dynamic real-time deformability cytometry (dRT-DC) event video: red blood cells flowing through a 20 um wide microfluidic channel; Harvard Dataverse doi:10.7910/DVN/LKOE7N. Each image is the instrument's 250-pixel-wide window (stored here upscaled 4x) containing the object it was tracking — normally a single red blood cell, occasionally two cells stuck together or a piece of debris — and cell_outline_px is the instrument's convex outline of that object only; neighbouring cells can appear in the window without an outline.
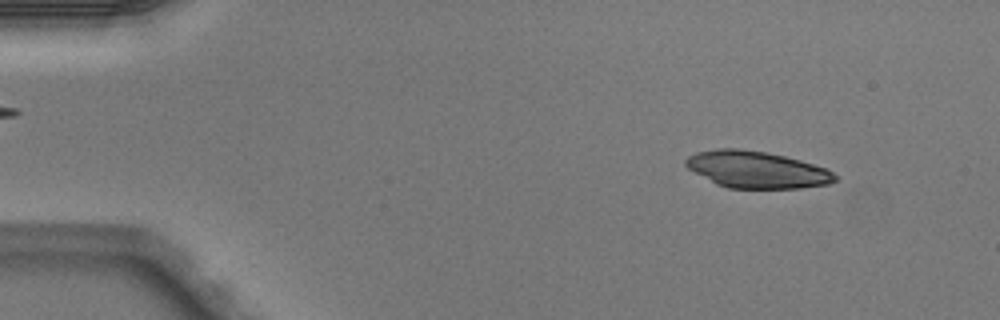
{"species": "Egyptian fruit bat (a non-hibernating species)", "species_latin": "Rousettus aegyptiacus", "temperature_condition": "warm", "stored_images_in_passage": 3, "camera_frame_rate_fps": 3000, "um_per_image_px": 0.085, "animal": {"sex": "male"}, "frame": {"image": 1, "passage_image": 1, "time_ms": 0.0, "image_size_px": [1000, 320], "cell_outline_px": [[840, 180], [828, 184], [800, 188], [728, 188], [716, 184], [688, 168], [684, 164], [684, 160], [688, 156], [696, 152], [716, 148], [740, 148], [768, 152], [800, 160], [828, 168], [840, 176]], "centroid_in_image_um": [64.36, 14.41], "position_along_channel_um": 20.6, "area_um2": 32.43}}